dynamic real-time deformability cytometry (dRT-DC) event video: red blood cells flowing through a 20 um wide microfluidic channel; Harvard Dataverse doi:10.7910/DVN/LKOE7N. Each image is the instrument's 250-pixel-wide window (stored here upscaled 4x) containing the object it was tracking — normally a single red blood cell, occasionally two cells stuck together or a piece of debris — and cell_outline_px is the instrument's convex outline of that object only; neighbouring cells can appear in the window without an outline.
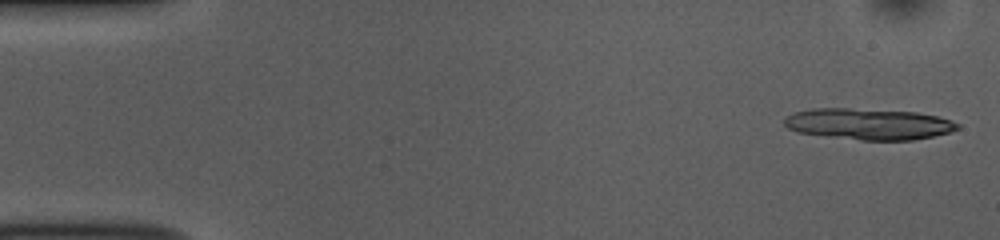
{"species": "common noctule bat (a hibernating species)", "species_latin": "Nyctalus noctula", "temperature_condition": "room temperature", "stored_images_in_passage": 10, "camera_frame_rate_fps": 3000, "um_per_image_px": 0.085, "animal": {"sex": "female", "body_mass_g": 10.0, "forearm_length_mm": 53.1}, "frame": {"image": 1, "passage_image": 2, "time_ms": 0.333, "image_size_px": [1000, 240], "cell_outline_px": [[960, 128], [948, 132], [932, 136], [912, 140], [860, 140], [796, 132], [788, 128], [784, 124], [784, 116], [796, 112], [812, 108], [848, 108], [916, 112], [936, 116], [952, 120], [960, 124]], "centroid_in_image_um": [73.81, 10.54], "position_along_channel_um": 11.2, "area_um2": 31.44}}